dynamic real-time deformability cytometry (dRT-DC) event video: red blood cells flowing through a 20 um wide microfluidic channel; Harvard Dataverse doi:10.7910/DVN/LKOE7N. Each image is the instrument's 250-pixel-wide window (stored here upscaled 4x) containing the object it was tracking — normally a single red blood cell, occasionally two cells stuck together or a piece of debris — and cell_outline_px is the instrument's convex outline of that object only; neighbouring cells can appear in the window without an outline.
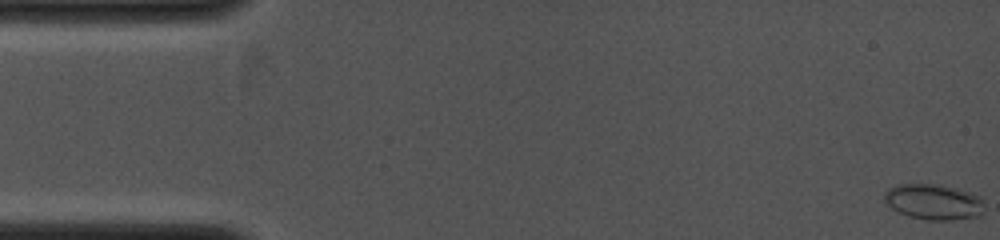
{"species": "common noctule bat (a hibernating species)", "species_latin": "Nyctalus noctula", "temperature_condition": "cold", "stored_images_in_passage": 24, "camera_frame_rate_fps": 4000, "um_per_image_px": 0.085, "animal": {"sex": "female", "body_mass_g": 19.0, "forearm_length_mm": 53.3}, "frame": {"image": 1, "passage_image": 1, "time_ms": 0.0, "image_size_px": [1000, 240], "cell_outline_px": [[984, 212], [980, 216], [952, 220], [928, 220], [908, 216], [884, 204], [884, 192], [888, 188], [900, 184], [940, 184], [956, 188], [980, 196], [984, 200]], "centroid_in_image_um": [79.37, 17.16], "position_along_channel_um": 5.6, "area_um2": 21.04}}
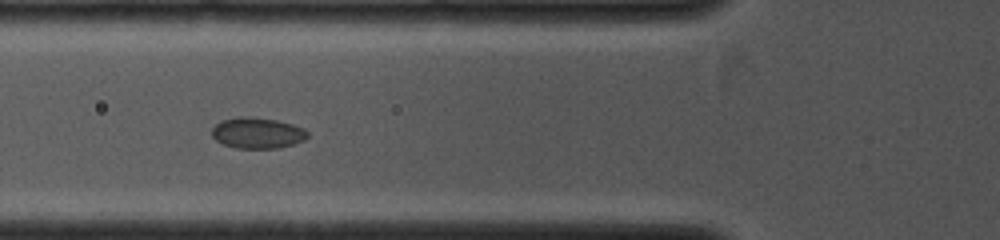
{"frame": {"image": 2, "passage_image": 22, "time_ms": 4.75, "image_size_px": [1000, 240], "cell_outline_px": [[308, 136], [304, 140], [280, 148], [236, 148], [224, 144], [216, 140], [212, 136], [212, 128], [220, 120], [236, 116], [252, 116], [276, 120], [292, 124], [304, 128], [308, 132]], "centroid_in_image_um": [21.86, 11.29], "position_along_channel_um": 103.9, "area_um2": 17.4}}
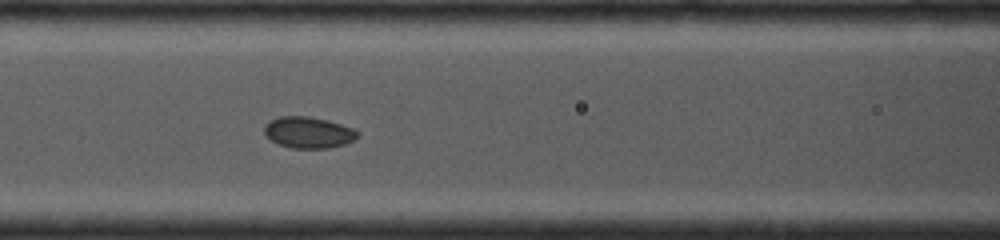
{"frame": {"image": 3, "passage_image": 24, "time_ms": 5.5, "image_size_px": [1000, 240], "cell_outline_px": [[360, 136], [344, 144], [328, 148], [292, 148], [280, 144], [272, 140], [264, 132], [264, 124], [268, 120], [280, 116], [308, 116], [328, 120], [356, 128], [360, 132]], "centroid_in_image_um": [26.25, 11.24], "position_along_channel_um": 140.4, "area_um2": 17.17}}